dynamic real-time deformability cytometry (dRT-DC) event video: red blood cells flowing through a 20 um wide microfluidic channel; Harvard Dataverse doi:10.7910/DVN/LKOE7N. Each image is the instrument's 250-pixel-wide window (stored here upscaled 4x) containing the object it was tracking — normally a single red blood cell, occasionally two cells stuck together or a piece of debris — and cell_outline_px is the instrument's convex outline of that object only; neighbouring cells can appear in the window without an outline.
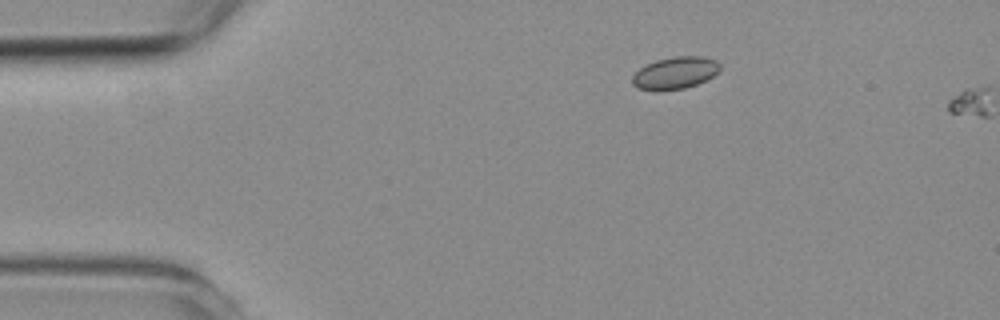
{"species": "common noctule bat (a hibernating species)", "species_latin": "Nyctalus noctula", "temperature_condition": "room temperature", "stored_images_in_passage": 2, "camera_frame_rate_fps": 3000, "um_per_image_px": 0.085, "animal": {"sex": "female", "body_mass_g": 19.3, "forearm_length_mm": 54.1}, "frame": {"image": 1, "passage_image": 1, "time_ms": 0.0, "image_size_px": [1000, 320], "cell_outline_px": [[720, 68], [712, 76], [696, 84], [684, 88], [656, 92], [640, 88], [632, 84], [632, 76], [640, 68], [656, 60], [676, 56], [704, 56], [716, 60], [720, 64]], "centroid_in_image_um": [57.37, 6.2], "position_along_channel_um": 27.6, "area_um2": 16.36}}